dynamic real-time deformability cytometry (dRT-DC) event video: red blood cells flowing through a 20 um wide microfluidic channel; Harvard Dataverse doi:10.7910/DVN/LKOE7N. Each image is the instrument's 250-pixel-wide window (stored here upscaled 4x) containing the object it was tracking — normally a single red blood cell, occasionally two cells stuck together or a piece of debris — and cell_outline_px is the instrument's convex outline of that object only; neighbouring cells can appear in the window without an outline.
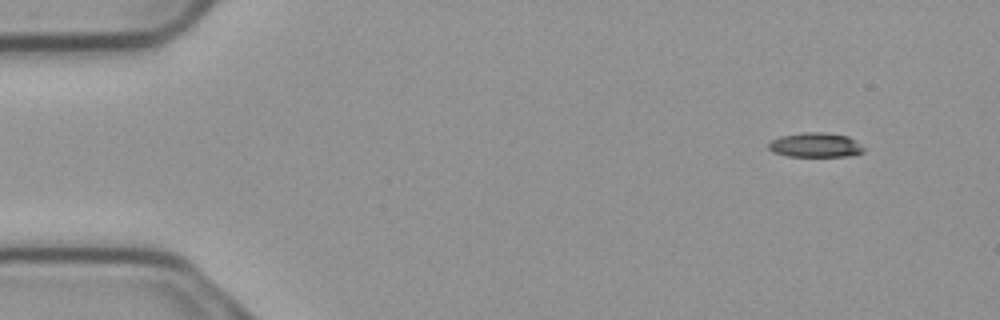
{"species": "common noctule bat (a hibernating species)", "species_latin": "Nyctalus noctula", "temperature_condition": "cold", "stored_images_in_passage": 51, "camera_frame_rate_fps": 3000, "um_per_image_px": 0.085, "animal": {"sex": "male", "body_mass_g": 23.1, "forearm_length_mm": 52.7}, "frame": {"image": 1, "passage_image": 1, "time_ms": 0.0, "image_size_px": [1000, 320], "cell_outline_px": [[864, 152], [856, 156], [788, 156], [772, 152], [768, 148], [768, 144], [772, 140], [780, 136], [804, 132], [824, 132], [848, 136], [860, 144], [864, 148]], "centroid_in_image_um": [69.33, 12.33], "position_along_channel_um": 15.7, "area_um2": 13.7}}
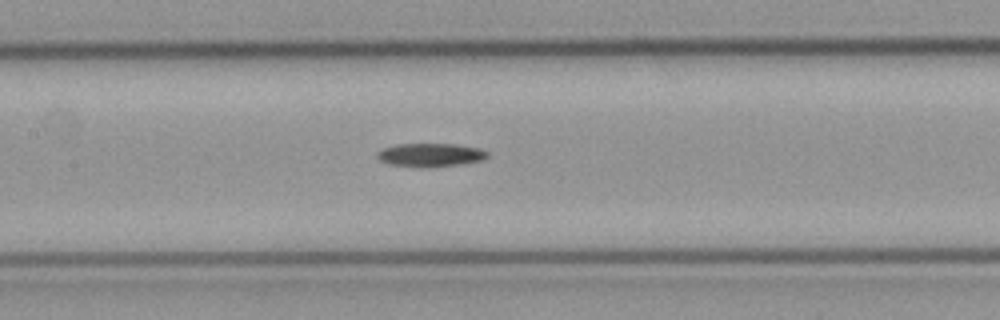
{"frame": {"image": 2, "passage_image": 22, "time_ms": 7.0, "image_size_px": [1000, 320], "cell_outline_px": [[488, 156], [484, 160], [460, 164], [424, 168], [420, 168], [388, 164], [380, 160], [376, 156], [376, 152], [384, 148], [396, 144], [452, 144], [480, 148], [488, 152]], "centroid_in_image_um": [36.57, 13.18], "position_along_channel_um": 170.8, "area_um2": 15.2}}
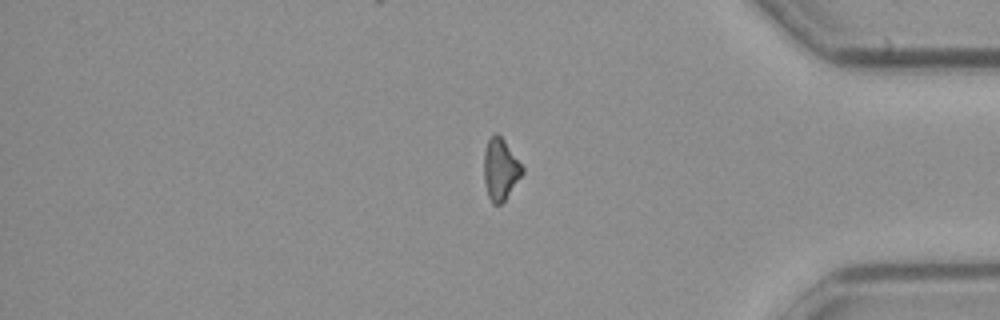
{"frame": {"image": 3, "passage_image": 42, "time_ms": 13.667, "image_size_px": [1000, 320], "cell_outline_px": [[524, 172], [504, 200], [500, 204], [492, 204], [488, 196], [484, 180], [484, 152], [488, 140], [496, 132], [504, 140], [524, 168]], "centroid_in_image_um": [42.53, 14.39], "position_along_channel_um": 392.7, "area_um2": 13.53}}